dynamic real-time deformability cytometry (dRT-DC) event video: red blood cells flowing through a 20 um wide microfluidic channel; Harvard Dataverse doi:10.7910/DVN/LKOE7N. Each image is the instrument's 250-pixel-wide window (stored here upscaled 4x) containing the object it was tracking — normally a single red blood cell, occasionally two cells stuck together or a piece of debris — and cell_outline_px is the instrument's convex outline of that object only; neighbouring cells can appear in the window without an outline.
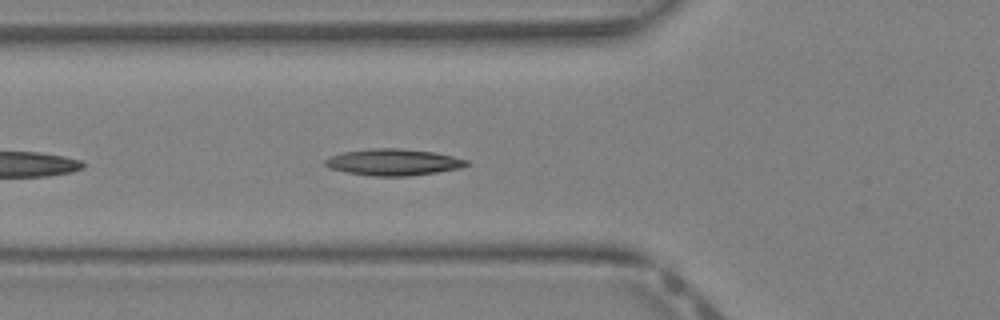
{"species": "Egyptian fruit bat (a non-hibernating species)", "species_latin": "Rousettus aegyptiacus", "temperature_condition": "warm", "stored_images_in_passage": 12, "camera_frame_rate_fps": 3000, "um_per_image_px": 0.085, "animal": {"sex": "female"}, "frame": {"image": 1, "passage_image": 4, "time_ms": 1.0, "image_size_px": [1000, 320], "cell_outline_px": [[468, 164], [460, 168], [436, 172], [408, 176], [372, 176], [348, 172], [328, 168], [324, 164], [324, 160], [332, 156], [344, 152], [368, 148], [400, 148], [432, 152], [452, 156], [468, 160]], "centroid_in_image_um": [33.41, 13.78], "position_along_channel_um": 92.4, "area_um2": 21.68}}
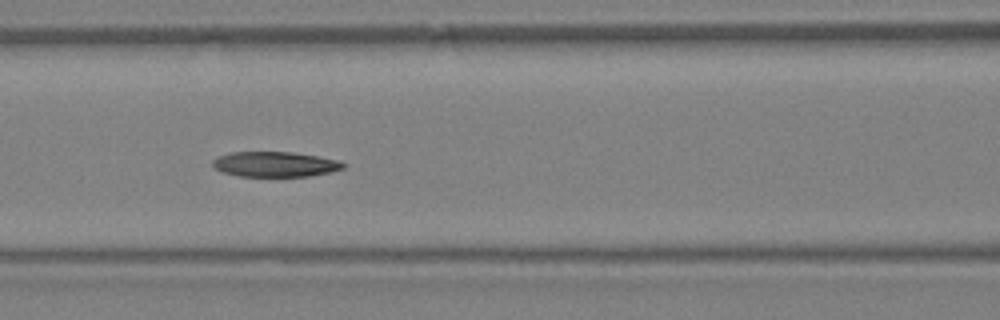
{"frame": {"image": 2, "passage_image": 7, "time_ms": 2.0, "image_size_px": [1000, 320], "cell_outline_px": [[344, 168], [332, 172], [308, 176], [240, 176], [220, 172], [212, 164], [212, 160], [216, 156], [228, 152], [292, 152], [320, 156], [336, 160], [344, 164]], "centroid_in_image_um": [23.33, 13.95], "position_along_channel_um": 143.3, "area_um2": 19.25}}
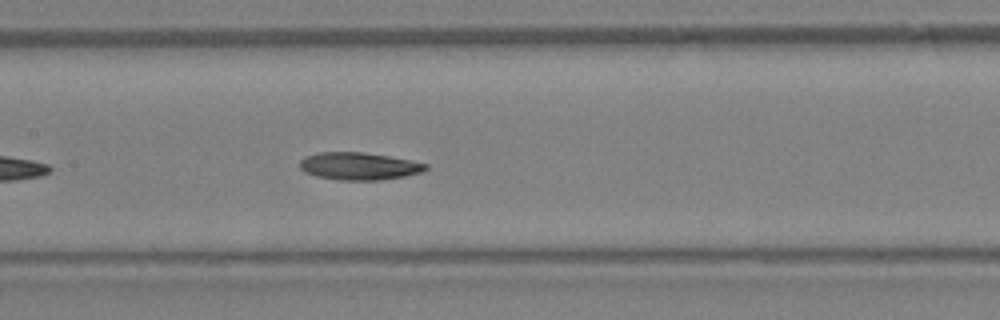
{"frame": {"image": 3, "passage_image": 9, "time_ms": 2.667, "image_size_px": [1000, 320], "cell_outline_px": [[428, 168], [424, 172], [404, 176], [380, 180], [340, 180], [316, 176], [304, 172], [300, 168], [300, 160], [308, 156], [320, 152], [360, 152], [388, 156], [428, 164]], "centroid_in_image_um": [30.52, 14.13], "position_along_channel_um": 176.9, "area_um2": 20.0}}